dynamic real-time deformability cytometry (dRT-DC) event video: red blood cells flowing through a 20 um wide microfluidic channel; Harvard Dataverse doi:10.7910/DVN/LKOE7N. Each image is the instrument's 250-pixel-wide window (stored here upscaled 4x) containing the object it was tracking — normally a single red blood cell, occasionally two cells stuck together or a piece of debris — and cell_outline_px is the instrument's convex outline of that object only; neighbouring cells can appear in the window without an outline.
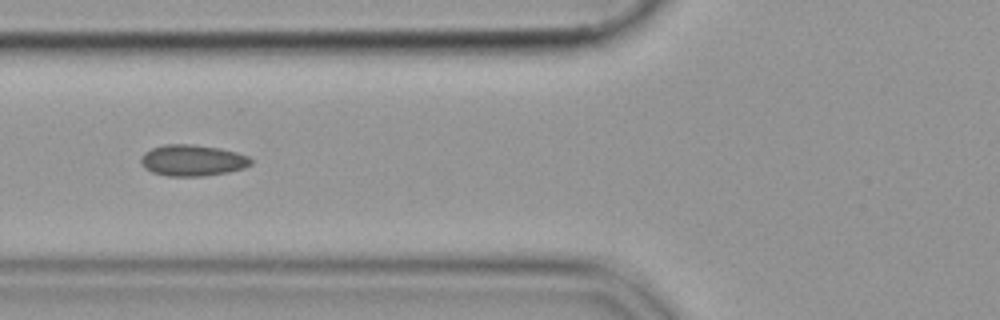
{"species": "common noctule bat (a hibernating species)", "species_latin": "Nyctalus noctula", "temperature_condition": "cold", "stored_images_in_passage": 27, "camera_frame_rate_fps": 3000, "um_per_image_px": 0.085, "animal": {"sex": "female", "body_mass_g": 19.9}, "frame": {"image": 1, "passage_image": 8, "time_ms": 2.333, "image_size_px": [1000, 320], "cell_outline_px": [[252, 164], [244, 168], [228, 172], [204, 176], [168, 176], [152, 172], [144, 168], [140, 160], [140, 156], [144, 152], [152, 148], [164, 144], [192, 144], [220, 148], [236, 152], [248, 156], [252, 160]], "centroid_in_image_um": [16.35, 13.63], "position_along_channel_um": 109.5, "area_um2": 20.17}}